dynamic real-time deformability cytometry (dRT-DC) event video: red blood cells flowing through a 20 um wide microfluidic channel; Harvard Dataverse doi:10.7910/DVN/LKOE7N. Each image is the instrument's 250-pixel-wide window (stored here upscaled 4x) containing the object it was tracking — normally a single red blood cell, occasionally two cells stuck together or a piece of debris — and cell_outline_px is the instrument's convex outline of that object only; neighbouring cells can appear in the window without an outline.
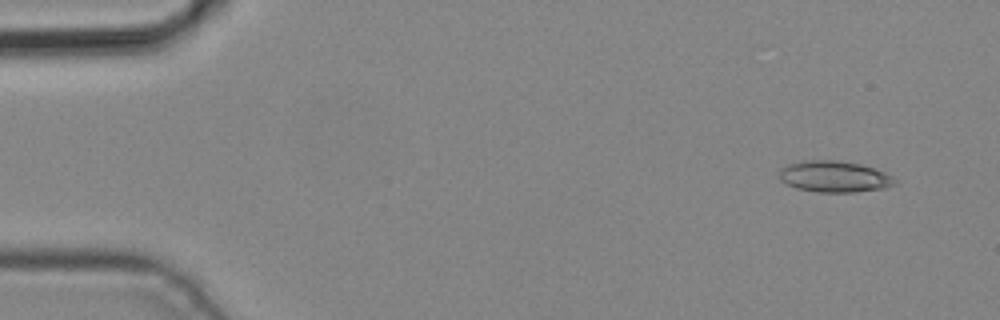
{"species": "common noctule bat (a hibernating species)", "species_latin": "Nyctalus noctula", "temperature_condition": "cold", "stored_images_in_passage": 4, "camera_frame_rate_fps": 3000, "um_per_image_px": 0.085, "animal": {"sex": "male", "body_mass_g": 19.2, "forearm_length_mm": 51.8}, "frame": {"image": 1, "passage_image": 1, "time_ms": 0.0, "image_size_px": [1000, 320], "cell_outline_px": [[896, 184], [884, 188], [856, 192], [816, 192], [796, 188], [780, 180], [780, 168], [788, 164], [800, 160], [836, 160], [860, 164], [876, 168], [892, 176], [896, 180]], "centroid_in_image_um": [70.92, 15.0], "position_along_channel_um": 14.1, "area_um2": 21.21}}